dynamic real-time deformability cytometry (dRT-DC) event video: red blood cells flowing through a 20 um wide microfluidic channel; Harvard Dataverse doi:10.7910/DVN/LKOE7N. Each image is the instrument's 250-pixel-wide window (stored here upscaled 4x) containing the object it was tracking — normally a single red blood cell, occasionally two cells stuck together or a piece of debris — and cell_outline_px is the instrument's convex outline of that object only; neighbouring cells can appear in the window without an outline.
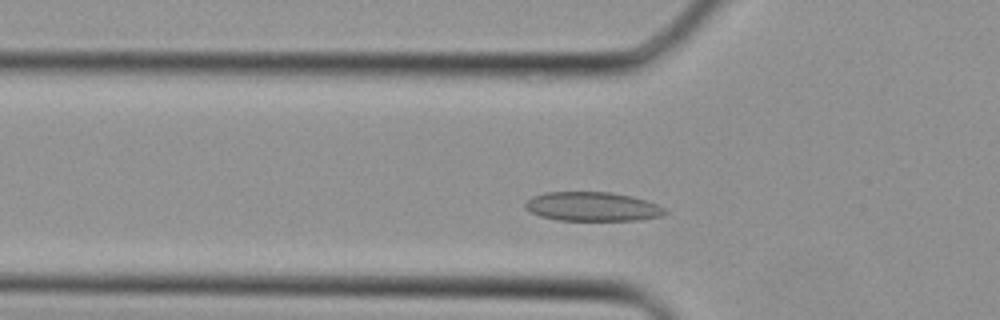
{"species": "Egyptian fruit bat (a non-hibernating species)", "species_latin": "Rousettus aegyptiacus", "temperature_condition": "cold", "stored_images_in_passage": 33, "camera_frame_rate_fps": 3000, "um_per_image_px": 0.085, "animal": {"sex": "female"}, "frame": {"image": 1, "passage_image": 7, "time_ms": 2.0, "image_size_px": [1000, 320], "cell_outline_px": [[668, 212], [664, 216], [636, 220], [556, 220], [540, 216], [524, 208], [524, 204], [532, 196], [548, 192], [608, 192], [632, 196], [656, 204], [664, 208]], "centroid_in_image_um": [50.35, 17.56], "position_along_channel_um": 75.4, "area_um2": 23.64}}
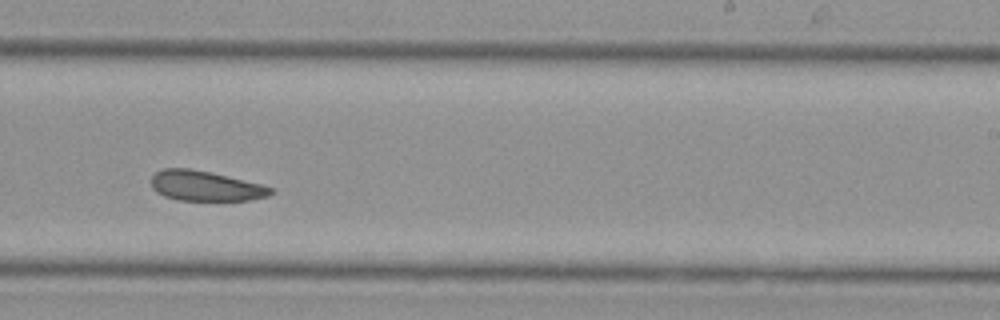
{"frame": {"image": 2, "passage_image": 18, "time_ms": 5.667, "image_size_px": [1000, 320], "cell_outline_px": [[272, 192], [268, 196], [248, 200], [180, 200], [164, 196], [156, 192], [152, 188], [152, 176], [156, 172], [164, 168], [188, 168], [212, 172], [260, 184], [272, 188]], "centroid_in_image_um": [17.43, 15.8], "position_along_channel_um": 271.6, "area_um2": 20.75}}
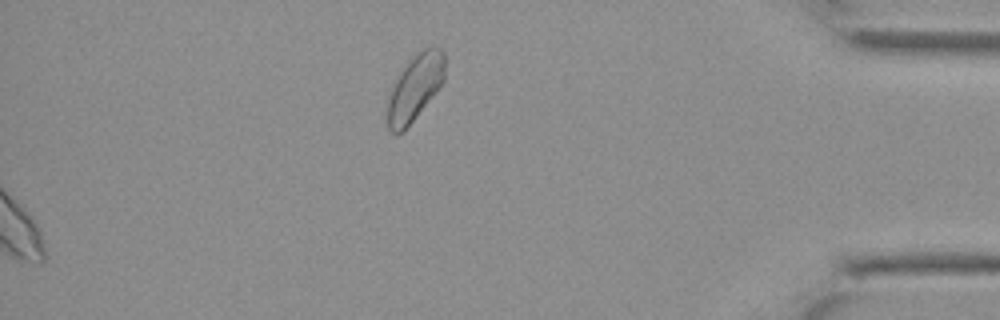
{"frame": {"image": 3, "passage_image": 33, "time_ms": 10.667, "image_size_px": [1000, 320], "cell_outline_px": [[444, 80], [436, 92], [404, 132], [396, 136], [388, 128], [388, 100], [392, 80], [408, 60], [416, 52], [428, 44], [432, 44], [440, 48], [444, 52]], "centroid_in_image_um": [35.25, 7.4], "position_along_channel_um": 399.9, "area_um2": 22.77}}